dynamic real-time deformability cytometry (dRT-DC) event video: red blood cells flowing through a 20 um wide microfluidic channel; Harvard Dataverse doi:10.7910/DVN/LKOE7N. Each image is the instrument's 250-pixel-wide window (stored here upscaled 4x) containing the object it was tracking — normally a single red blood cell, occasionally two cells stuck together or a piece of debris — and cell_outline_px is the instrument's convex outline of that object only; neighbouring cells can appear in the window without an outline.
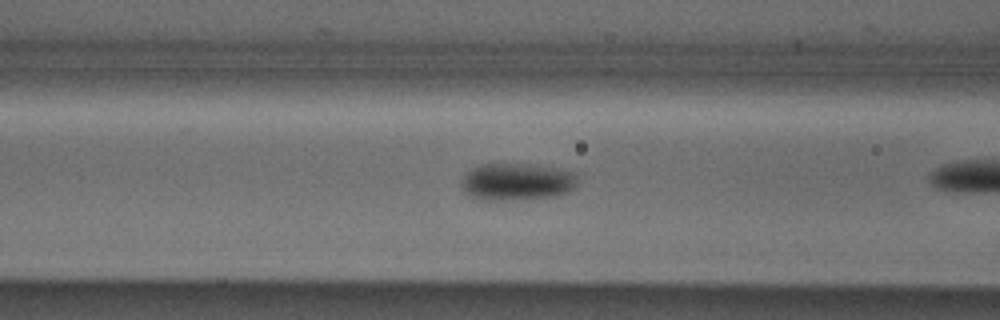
{"species": "Egyptian fruit bat (a non-hibernating species)", "species_latin": "Rousettus aegyptiacus", "temperature_condition": "cold", "stored_images_in_passage": 9, "camera_frame_rate_fps": 3000, "um_per_image_px": 0.085, "animal": {"sex": "male"}, "frame": {"image": 1, "passage_image": 8, "time_ms": 2.333, "image_size_px": [1000, 320], "cell_outline_px": [[576, 184], [568, 192], [552, 196], [512, 200], [476, 200], [468, 196], [464, 192], [460, 184], [464, 176], [472, 168], [484, 164], [536, 164], [576, 172]], "centroid_in_image_um": [43.89, 15.45], "position_along_channel_um": 122.7, "area_um2": 25.32}}